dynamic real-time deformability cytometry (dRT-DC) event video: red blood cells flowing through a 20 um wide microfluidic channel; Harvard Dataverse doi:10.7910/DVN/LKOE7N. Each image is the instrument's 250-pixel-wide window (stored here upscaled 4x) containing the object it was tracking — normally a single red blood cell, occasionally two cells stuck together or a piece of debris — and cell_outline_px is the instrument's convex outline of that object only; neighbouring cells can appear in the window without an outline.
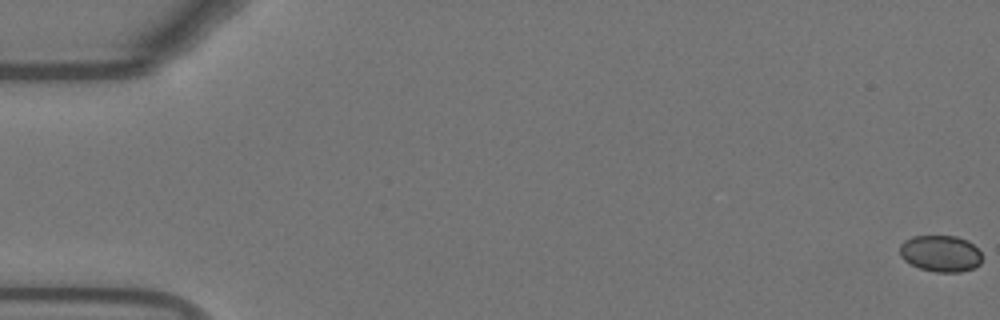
{"species": "Egyptian fruit bat (a non-hibernating species)", "species_latin": "Rousettus aegyptiacus", "temperature_condition": "warm", "stored_images_in_passage": 51, "camera_frame_rate_fps": 3000, "um_per_image_px": 0.085, "animal": {"sex": "female"}, "frame": {"image": 1, "passage_image": 1, "time_ms": 0.0, "image_size_px": [1000, 320], "cell_outline_px": [[980, 264], [972, 268], [960, 272], [936, 272], [920, 268], [904, 260], [900, 256], [900, 244], [904, 240], [912, 236], [956, 236], [968, 240], [980, 252]], "centroid_in_image_um": [79.92, 21.54], "position_along_channel_um": 5.1, "area_um2": 17.4}}
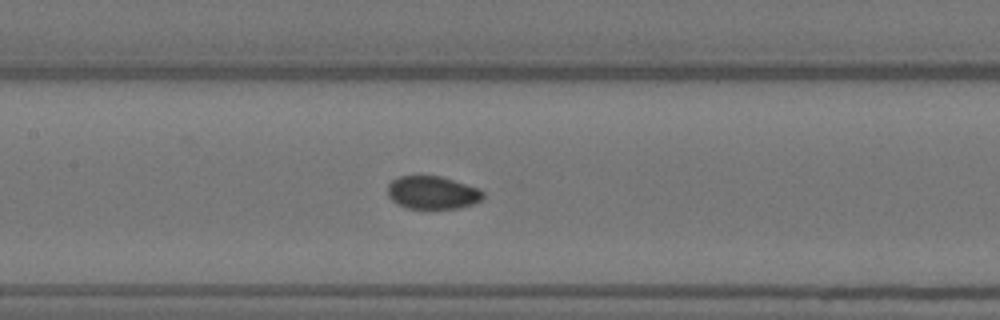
{"frame": {"image": 2, "passage_image": 27, "time_ms": 8.667, "image_size_px": [1000, 320], "cell_outline_px": [[484, 196], [480, 200], [472, 204], [460, 208], [408, 208], [396, 204], [388, 196], [388, 184], [392, 180], [400, 176], [440, 176], [476, 188], [484, 192]], "centroid_in_image_um": [36.72, 16.38], "position_along_channel_um": 170.7, "area_um2": 18.09}}
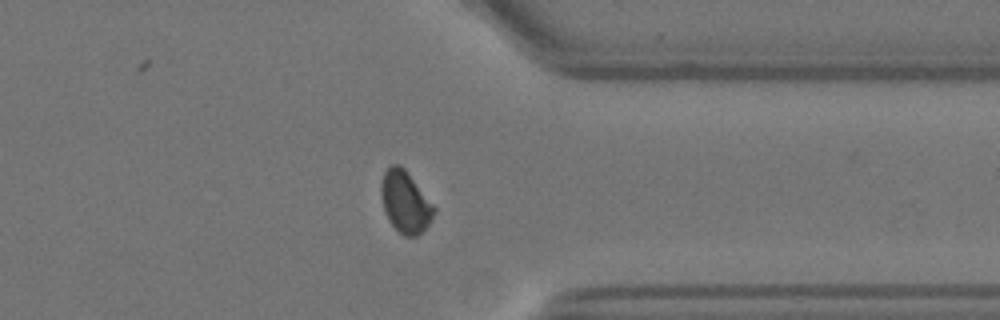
{"frame": {"image": 3, "passage_image": 44, "time_ms": 14.333, "image_size_px": [1000, 320], "cell_outline_px": [[436, 208], [432, 220], [416, 236], [404, 236], [388, 220], [384, 208], [380, 192], [380, 184], [384, 172], [392, 164], [400, 164], [404, 168]], "centroid_in_image_um": [34.43, 17.15], "position_along_channel_um": 377.0, "area_um2": 18.73}}